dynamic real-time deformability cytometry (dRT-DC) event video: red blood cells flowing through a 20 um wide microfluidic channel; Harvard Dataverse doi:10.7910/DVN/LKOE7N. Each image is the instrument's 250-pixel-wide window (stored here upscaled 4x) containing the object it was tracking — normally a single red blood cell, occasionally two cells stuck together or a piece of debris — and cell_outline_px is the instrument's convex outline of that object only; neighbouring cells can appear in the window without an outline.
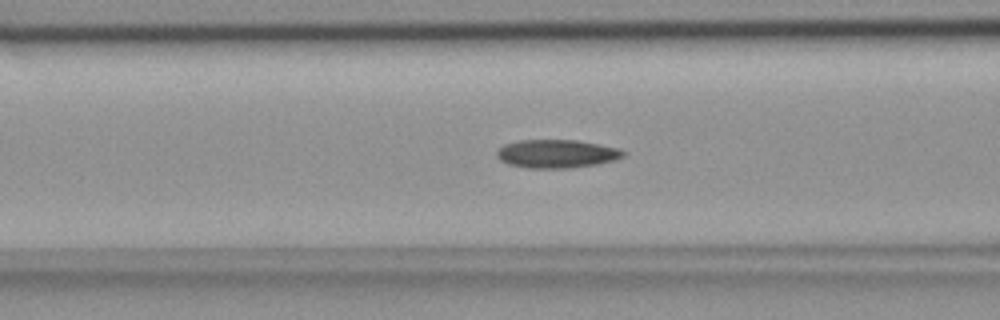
{"species": "common noctule bat (a hibernating species)", "species_latin": "Nyctalus noctula", "temperature_condition": "room temperature", "stored_images_in_passage": 41, "camera_frame_rate_fps": 3000, "um_per_image_px": 0.085, "animal": {"sex": "female", "body_mass_g": 18.4}, "frame": {"image": 1, "passage_image": 8, "time_ms": 2.333, "image_size_px": [1000, 320], "cell_outline_px": [[624, 156], [616, 160], [596, 164], [568, 168], [528, 168], [508, 164], [500, 160], [496, 156], [496, 152], [504, 144], [520, 140], [576, 140], [600, 144], [616, 148], [624, 152]], "centroid_in_image_um": [47.29, 13.07], "position_along_channel_um": 119.3, "area_um2": 20.81}}
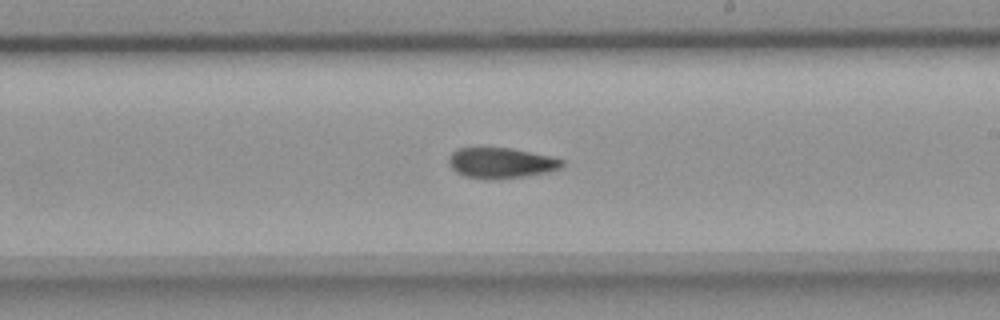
{"frame": {"image": 2, "passage_image": 18, "time_ms": 5.667, "image_size_px": [1000, 320], "cell_outline_px": [[564, 164], [560, 168], [548, 172], [524, 176], [488, 180], [464, 176], [456, 172], [448, 164], [448, 156], [452, 152], [460, 148], [512, 148], [552, 156], [564, 160]], "centroid_in_image_um": [42.58, 13.85], "position_along_channel_um": 246.4, "area_um2": 20.29}}
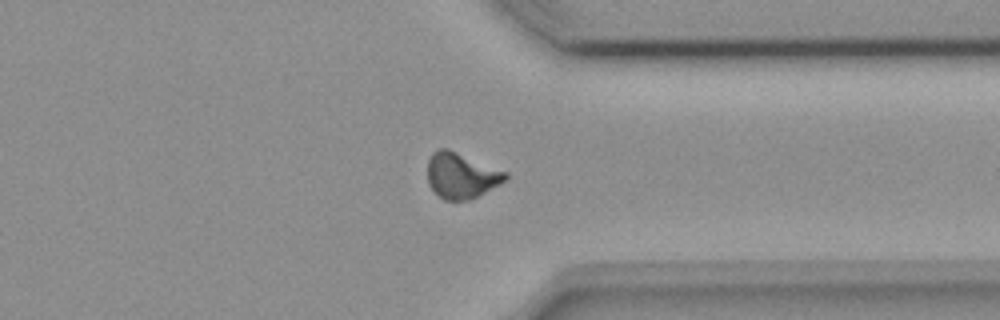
{"frame": {"image": 3, "passage_image": 28, "time_ms": 9.0, "image_size_px": [1000, 320], "cell_outline_px": [[508, 176], [500, 184], [472, 200], [444, 200], [428, 184], [428, 160], [432, 152], [440, 148], [448, 148], [508, 172]], "centroid_in_image_um": [39.22, 14.91], "position_along_channel_um": 372.2, "area_um2": 20.81}, "authors_computed_cell_mechanics": {"area_um2": 20.2878, "velocity_mm_per_s": 3.8311, "shape_relaxation_time_tau1_ms": 11.1127, "shape_relaxation_time_tau2_ms": 7.0954, "deformation_change_tau1": 0.243, "deformation_change_tau2": 0.1345}}